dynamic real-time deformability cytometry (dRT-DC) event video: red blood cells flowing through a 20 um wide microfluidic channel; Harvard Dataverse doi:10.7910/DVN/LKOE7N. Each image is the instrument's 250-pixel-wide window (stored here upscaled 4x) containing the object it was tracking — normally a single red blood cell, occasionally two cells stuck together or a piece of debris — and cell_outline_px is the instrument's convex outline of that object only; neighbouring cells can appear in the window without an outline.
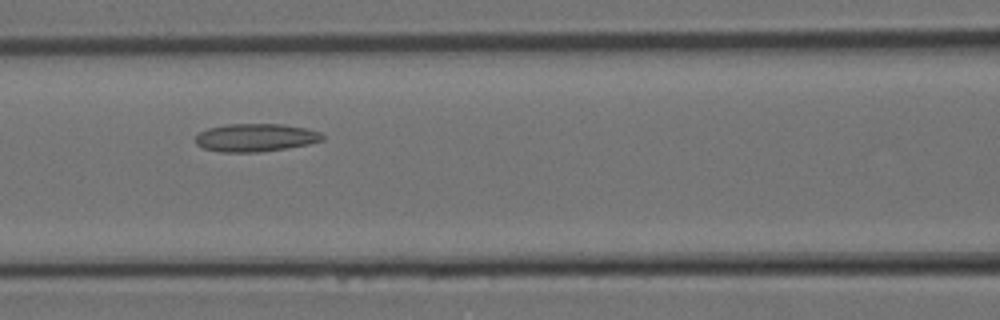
{"species": "Egyptian fruit bat (a non-hibernating species)", "species_latin": "Rousettus aegyptiacus", "temperature_condition": "room temperature", "stored_images_in_passage": 13, "camera_frame_rate_fps": 3000, "um_per_image_px": 0.085, "animal": {"sex": "female"}, "frame": {"image": 1, "passage_image": 10, "time_ms": 3.0, "image_size_px": [1000, 320], "cell_outline_px": [[324, 140], [308, 144], [260, 152], [220, 152], [204, 148], [196, 144], [196, 136], [200, 132], [208, 128], [228, 124], [284, 124], [304, 128], [320, 132], [324, 136]], "centroid_in_image_um": [21.72, 11.69], "position_along_channel_um": 144.9, "area_um2": 20.58}}
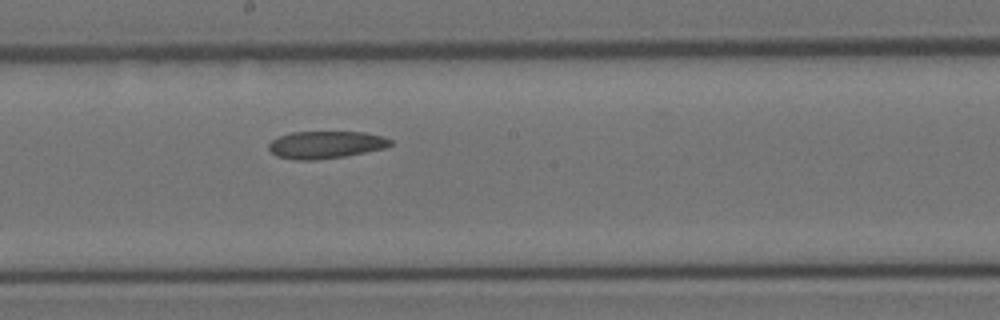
{"frame": {"image": 2, "passage_image": 13, "time_ms": 4.0, "image_size_px": [1000, 320], "cell_outline_px": [[392, 144], [384, 148], [344, 156], [312, 160], [296, 160], [276, 156], [268, 148], [268, 144], [272, 140], [280, 136], [292, 132], [364, 132], [384, 136], [392, 140]], "centroid_in_image_um": [27.68, 12.3], "position_along_channel_um": 220.5, "area_um2": 19.31}}